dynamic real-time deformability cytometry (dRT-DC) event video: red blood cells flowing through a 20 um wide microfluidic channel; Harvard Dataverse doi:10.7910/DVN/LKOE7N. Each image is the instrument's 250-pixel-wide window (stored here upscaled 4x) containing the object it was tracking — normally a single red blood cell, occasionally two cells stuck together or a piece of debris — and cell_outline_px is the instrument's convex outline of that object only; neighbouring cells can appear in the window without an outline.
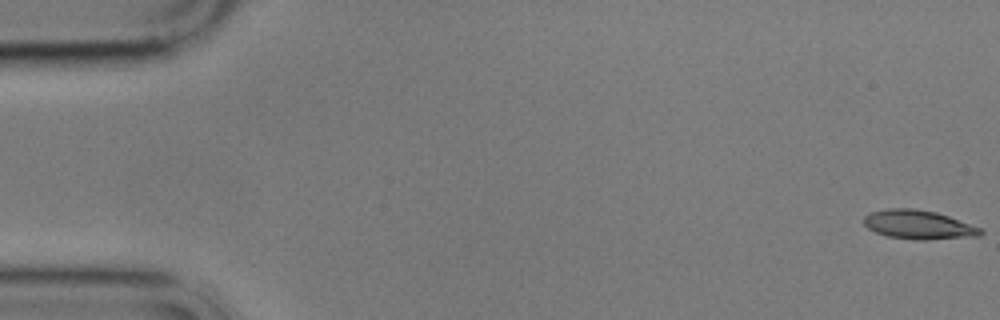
{"species": "common noctule bat (a hibernating species)", "species_latin": "Nyctalus noctula", "temperature_condition": "cold", "stored_images_in_passage": 14, "segment_of_instrument_passage": [1, 2], "camera_frame_rate_fps": 3000, "um_per_image_px": 0.085, "animal": {"sex": "male", "body_mass_g": 17.9}, "frame": {"image": 1, "passage_image": 1, "time_ms": 0.0, "image_size_px": [1000, 320], "cell_outline_px": [[984, 232], [980, 236], [928, 240], [916, 240], [888, 236], [876, 232], [868, 228], [864, 224], [864, 216], [872, 212], [888, 208], [912, 208], [936, 212], [948, 216], [980, 228]], "centroid_in_image_um": [78.08, 19.1], "position_along_channel_um": 6.9, "area_um2": 19.59}}
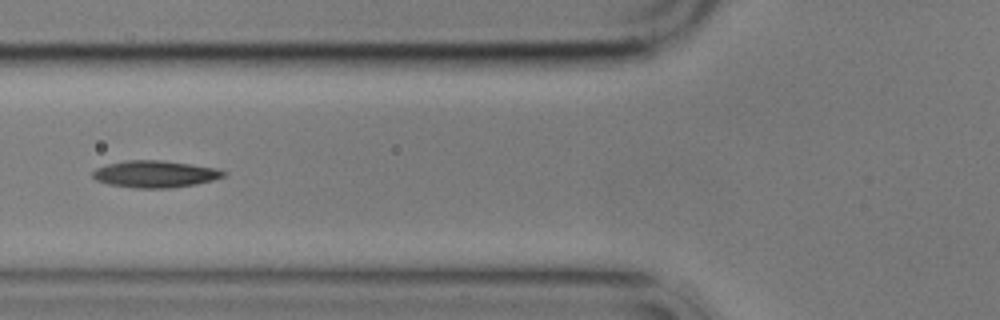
{"frame": {"image": 2, "passage_image": 6, "time_ms": 7.0, "image_size_px": [1000, 320], "cell_outline_px": [[228, 172], [224, 176], [212, 180], [196, 184], [172, 188], [136, 188], [108, 184], [96, 180], [92, 176], [92, 172], [96, 168], [108, 164], [124, 160], [160, 160], [216, 168]], "centroid_in_image_um": [13.16, 14.8], "position_along_channel_um": 112.6, "area_um2": 20.46}}
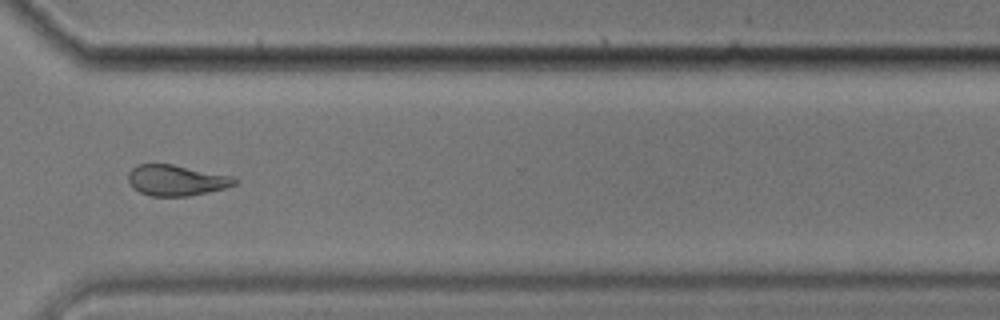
{"frame": {"image": 3, "passage_image": 12, "time_ms": 14.0, "image_size_px": [1000, 320], "cell_outline_px": [[240, 180], [236, 184], [224, 188], [188, 196], [152, 196], [140, 192], [132, 188], [128, 180], [128, 172], [136, 164], [172, 164], [236, 176]], "centroid_in_image_um": [15.01, 15.31], "position_along_channel_um": 355.6, "area_um2": 19.31}}